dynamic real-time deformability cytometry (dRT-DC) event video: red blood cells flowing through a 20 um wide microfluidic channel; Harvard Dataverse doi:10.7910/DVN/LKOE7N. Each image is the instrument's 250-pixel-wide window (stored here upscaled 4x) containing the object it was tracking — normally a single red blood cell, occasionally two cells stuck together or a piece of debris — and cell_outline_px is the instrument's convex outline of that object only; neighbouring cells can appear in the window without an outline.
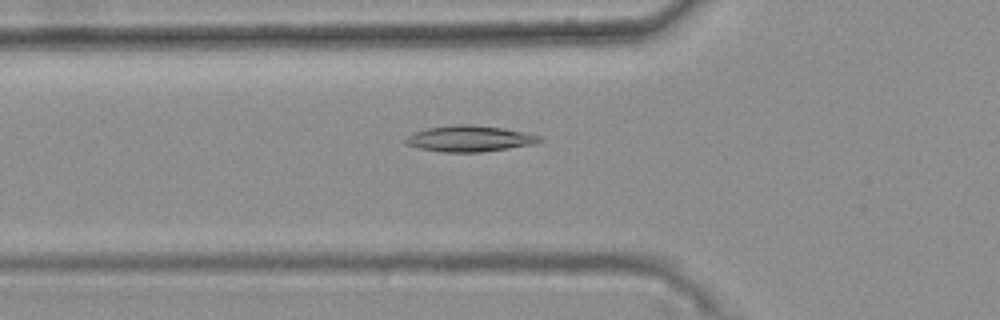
{"species": "common noctule bat (a hibernating species)", "species_latin": "Nyctalus noctula", "temperature_condition": "warm", "stored_images_in_passage": 34, "camera_frame_rate_fps": 3000, "um_per_image_px": 0.085, "animal": {"sex": "female", "body_mass_g": 25.1}, "frame": {"image": 1, "passage_image": 4, "time_ms": 1.0, "image_size_px": [1000, 320], "cell_outline_px": [[544, 140], [536, 144], [480, 152], [440, 152], [420, 148], [404, 144], [404, 140], [412, 132], [424, 128], [452, 124], [472, 124], [500, 128], [524, 132], [540, 136]], "centroid_in_image_um": [39.87, 11.78], "position_along_channel_um": 85.9, "area_um2": 20.52}}
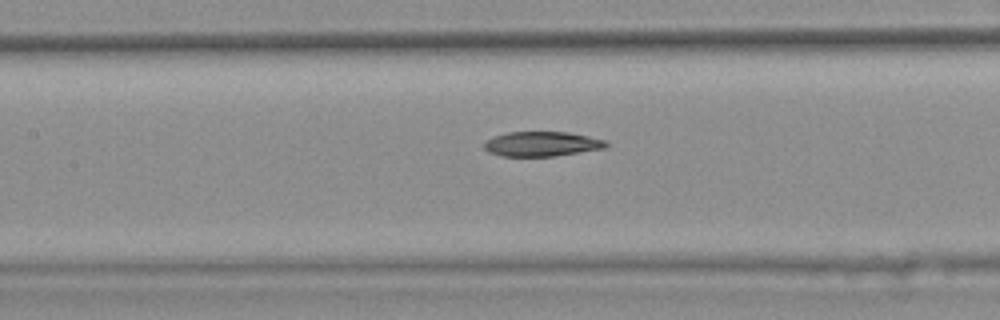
{"frame": {"image": 2, "passage_image": 10, "time_ms": 3.0, "image_size_px": [1000, 320], "cell_outline_px": [[608, 144], [604, 148], [556, 156], [500, 156], [488, 152], [484, 148], [484, 140], [492, 136], [508, 132], [568, 132], [588, 136], [604, 140]], "centroid_in_image_um": [45.99, 12.23], "position_along_channel_um": 161.4, "area_um2": 17.63}}
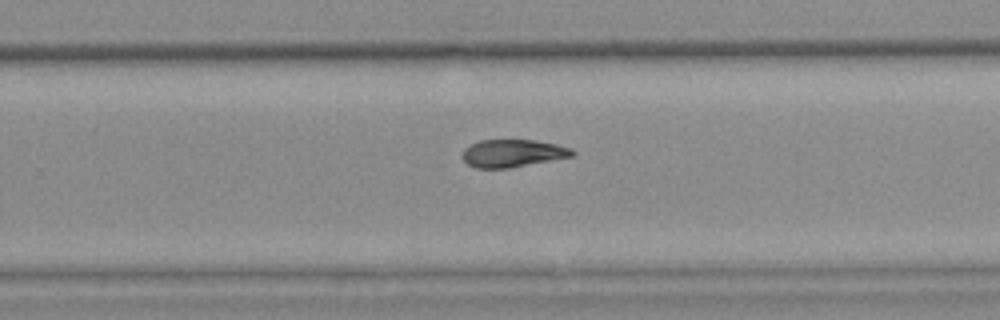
{"frame": {"image": 3, "passage_image": 20, "time_ms": 6.333, "image_size_px": [1000, 320], "cell_outline_px": [[576, 152], [572, 156], [508, 168], [476, 168], [468, 164], [460, 156], [464, 148], [480, 140], [532, 140], [556, 144], [572, 148]], "centroid_in_image_um": [43.55, 13.02], "position_along_channel_um": 286.3, "area_um2": 17.57}}